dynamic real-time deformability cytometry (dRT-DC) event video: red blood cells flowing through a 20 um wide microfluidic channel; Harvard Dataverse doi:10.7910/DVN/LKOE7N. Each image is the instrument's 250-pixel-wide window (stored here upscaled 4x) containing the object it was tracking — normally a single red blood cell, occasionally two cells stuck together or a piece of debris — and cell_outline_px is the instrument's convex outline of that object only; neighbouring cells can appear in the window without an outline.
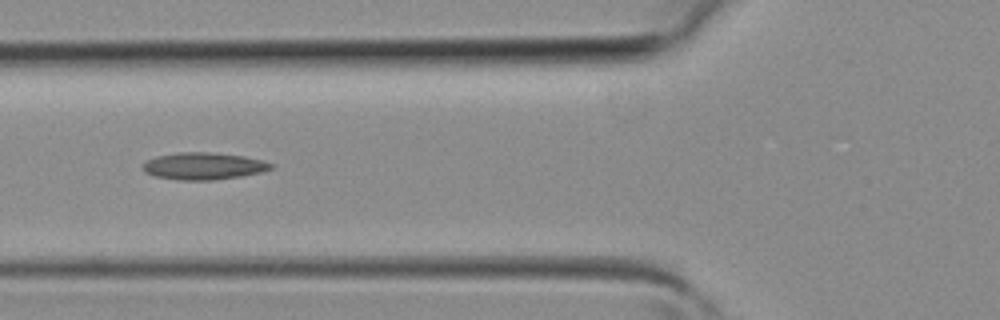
{"species": "common noctule bat (a hibernating species)", "species_latin": "Nyctalus noctula", "temperature_condition": "room temperature", "stored_images_in_passage": 2, "camera_frame_rate_fps": 3000, "um_per_image_px": 0.085, "animal": {"sex": "female", "body_mass_g": 19.3, "forearm_length_mm": 54.1}, "frame": {"image": 1, "passage_image": 2, "time_ms": 0.333, "image_size_px": [1000, 320], "cell_outline_px": [[276, 164], [272, 168], [260, 172], [240, 176], [212, 180], [180, 180], [156, 176], [144, 172], [140, 168], [140, 164], [144, 160], [156, 156], [180, 152], [208, 152], [244, 156]], "centroid_in_image_um": [17.23, 14.11], "position_along_channel_um": 108.6, "area_um2": 20.29}}